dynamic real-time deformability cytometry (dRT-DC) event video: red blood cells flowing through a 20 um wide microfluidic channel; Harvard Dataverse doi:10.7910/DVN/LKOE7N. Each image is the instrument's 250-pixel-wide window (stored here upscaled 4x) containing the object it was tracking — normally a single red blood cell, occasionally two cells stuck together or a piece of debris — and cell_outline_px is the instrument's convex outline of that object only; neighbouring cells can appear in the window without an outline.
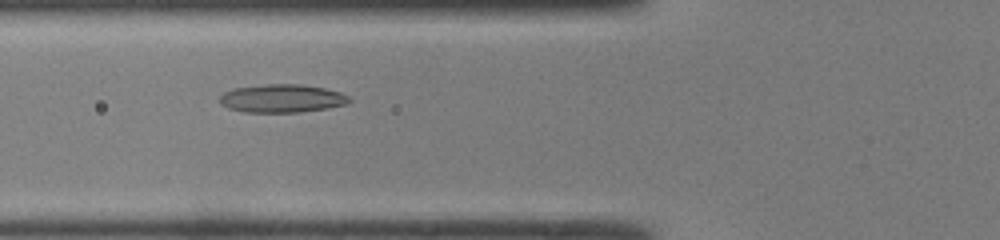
{"species": "common noctule bat (a hibernating species)", "species_latin": "Nyctalus noctula", "temperature_condition": "room temperature", "stored_images_in_passage": 41, "camera_frame_rate_fps": 3000, "um_per_image_px": 0.085, "animal": {"sex": "male", "body_mass_g": 19.0, "forearm_length_mm": 50.8}, "frame": {"image": 1, "passage_image": 12, "time_ms": 3.667, "image_size_px": [1000, 240], "cell_outline_px": [[352, 100], [348, 104], [328, 108], [300, 112], [244, 112], [228, 108], [220, 104], [220, 96], [224, 92], [232, 88], [268, 84], [300, 84], [324, 88], [340, 92], [348, 96]], "centroid_in_image_um": [23.97, 8.37], "position_along_channel_um": 101.8, "area_um2": 21.39}}
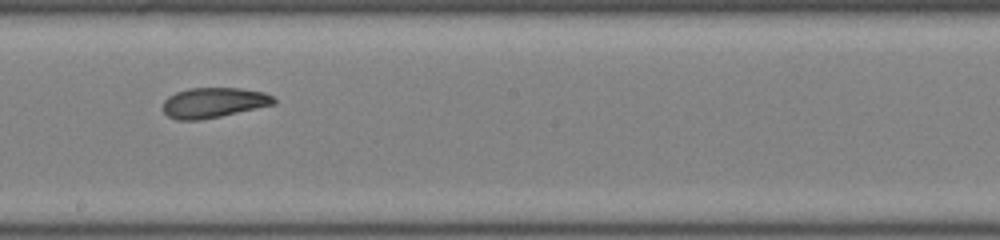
{"frame": {"image": 2, "passage_image": 21, "time_ms": 6.667, "image_size_px": [1000, 240], "cell_outline_px": [[276, 104], [220, 116], [200, 120], [176, 120], [168, 116], [160, 108], [164, 100], [168, 96], [176, 92], [188, 88], [240, 88], [264, 92], [272, 96], [276, 100]], "centroid_in_image_um": [18.12, 8.72], "position_along_channel_um": 230.1, "area_um2": 19.65}}
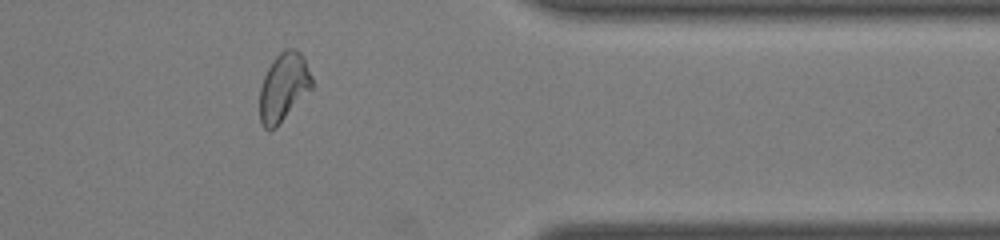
{"frame": {"image": 3, "passage_image": 33, "time_ms": 10.667, "image_size_px": [1000, 240], "cell_outline_px": [[312, 88], [276, 128], [264, 128], [260, 124], [260, 88], [264, 76], [272, 60], [280, 52], [288, 48], [296, 48], [304, 56], [312, 76]], "centroid_in_image_um": [24.11, 7.38], "position_along_channel_um": 387.3, "area_um2": 20.81}, "authors_computed_cell_mechanics": {"area_um2": 21.2704, "velocity_mm_per_s": 4.2823, "shape_relaxation_time_tau1_ms": null, "shape_relaxation_time_tau2_ms": 2.974, "deformation_change_tau1": null, "deformation_change_tau2": 0.0901}}